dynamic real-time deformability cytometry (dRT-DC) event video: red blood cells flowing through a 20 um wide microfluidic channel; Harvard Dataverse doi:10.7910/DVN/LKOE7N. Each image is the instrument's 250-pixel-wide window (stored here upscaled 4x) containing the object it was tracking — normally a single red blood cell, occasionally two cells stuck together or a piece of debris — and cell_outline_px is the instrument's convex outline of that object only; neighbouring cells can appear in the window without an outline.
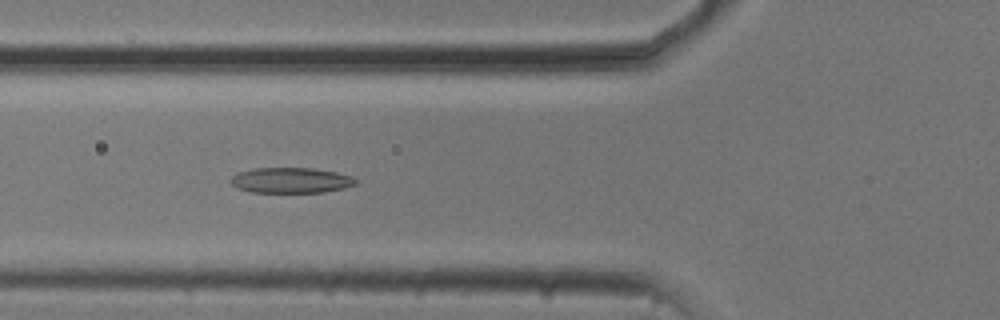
{"species": "common noctule bat (a hibernating species)", "species_latin": "Nyctalus noctula", "temperature_condition": "cold", "stored_images_in_passage": 48, "camera_frame_rate_fps": 3000, "um_per_image_px": 0.085, "animal": {"sex": "male", "body_mass_g": 20.5, "forearm_length_mm": 52.5}, "frame": {"image": 1, "passage_image": 14, "time_ms": 4.333, "image_size_px": [1000, 320], "cell_outline_px": [[360, 180], [356, 184], [344, 188], [324, 192], [252, 192], [236, 188], [228, 180], [236, 172], [252, 168], [312, 168], [336, 172], [352, 176]], "centroid_in_image_um": [24.71, 15.32], "position_along_channel_um": 101.1, "area_um2": 18.79}}
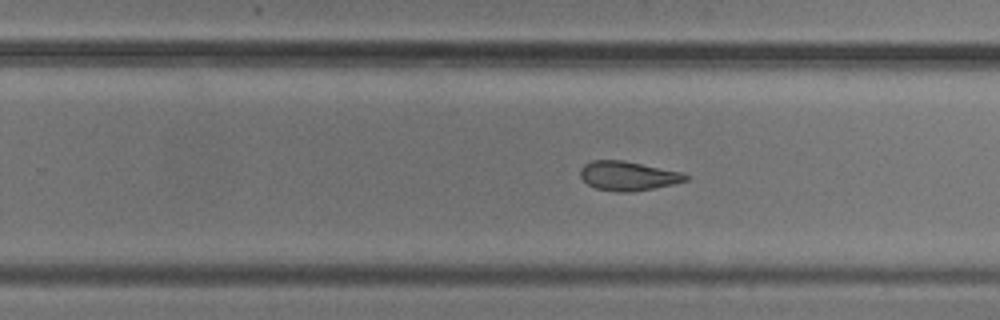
{"frame": {"image": 2, "passage_image": 28, "time_ms": 9.0, "image_size_px": [1000, 320], "cell_outline_px": [[692, 176], [688, 180], [672, 184], [632, 192], [616, 192], [596, 188], [588, 184], [580, 176], [580, 168], [584, 164], [592, 160], [624, 160], [680, 172]], "centroid_in_image_um": [53.37, 14.94], "position_along_channel_um": 276.4, "area_um2": 17.92}}
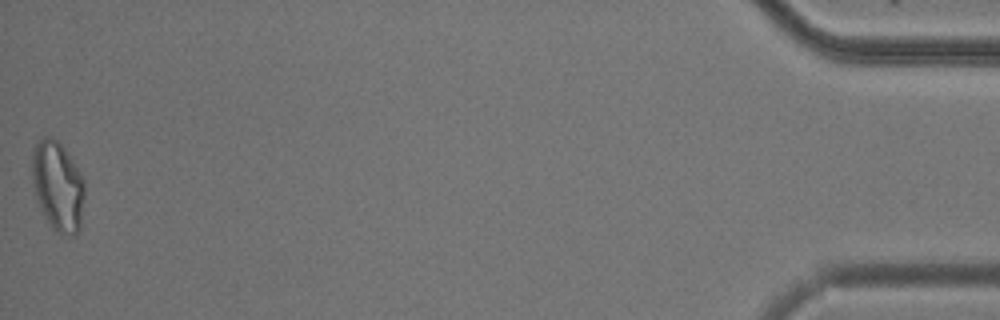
{"frame": {"image": 3, "passage_image": 48, "time_ms": 15.667, "image_size_px": [1000, 320], "cell_outline_px": [[84, 192], [80, 228], [76, 236], [72, 236], [56, 232], [52, 228], [44, 216], [36, 200], [32, 184], [32, 152], [36, 144], [44, 136], [52, 136], [64, 148], [84, 180]], "centroid_in_image_um": [4.89, 15.84], "position_along_channel_um": 430.3, "area_um2": 27.46}, "authors_computed_cell_mechanics": {"area_um2": 19.8543, "velocity_mm_per_s": 3.7549, "shape_relaxation_time_tau1_ms": 8.4351, "shape_relaxation_time_tau2_ms": 3.4479, "deformation_change_tau1": 0.1772, "deformation_change_tau2": 0.1152}}